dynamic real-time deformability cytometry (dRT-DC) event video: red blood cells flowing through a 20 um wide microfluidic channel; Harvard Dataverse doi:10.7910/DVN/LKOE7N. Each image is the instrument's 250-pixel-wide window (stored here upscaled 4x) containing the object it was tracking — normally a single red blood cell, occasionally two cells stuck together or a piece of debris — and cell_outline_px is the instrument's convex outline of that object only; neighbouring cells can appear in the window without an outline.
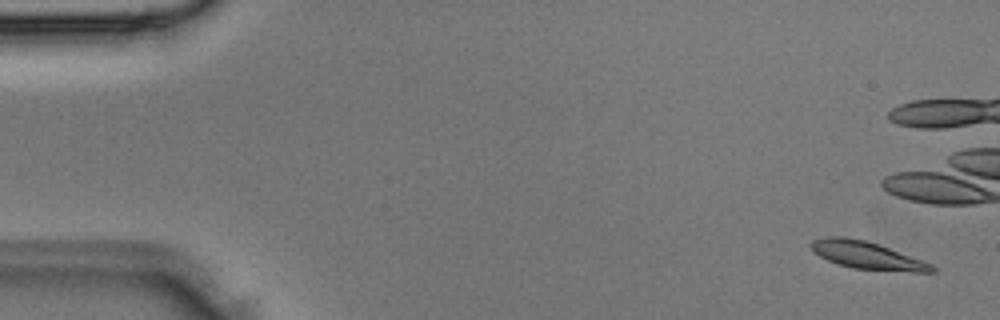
{"species": "Egyptian fruit bat (a non-hibernating species)", "species_latin": "Rousettus aegyptiacus", "temperature_condition": "room temperature", "stored_images_in_passage": 4, "camera_frame_rate_fps": 3000, "um_per_image_px": 0.085, "animal": {"sex": "male"}, "frame": {"image": 1, "passage_image": 1, "time_ms": 0.0, "image_size_px": [1000, 320], "cell_outline_px": [[936, 272], [916, 272], [852, 268], [828, 260], [820, 256], [812, 248], [812, 240], [828, 236], [844, 236], [864, 240], [888, 248], [932, 264], [936, 268]], "centroid_in_image_um": [73.71, 21.7], "position_along_channel_um": 11.3, "area_um2": 18.84}}